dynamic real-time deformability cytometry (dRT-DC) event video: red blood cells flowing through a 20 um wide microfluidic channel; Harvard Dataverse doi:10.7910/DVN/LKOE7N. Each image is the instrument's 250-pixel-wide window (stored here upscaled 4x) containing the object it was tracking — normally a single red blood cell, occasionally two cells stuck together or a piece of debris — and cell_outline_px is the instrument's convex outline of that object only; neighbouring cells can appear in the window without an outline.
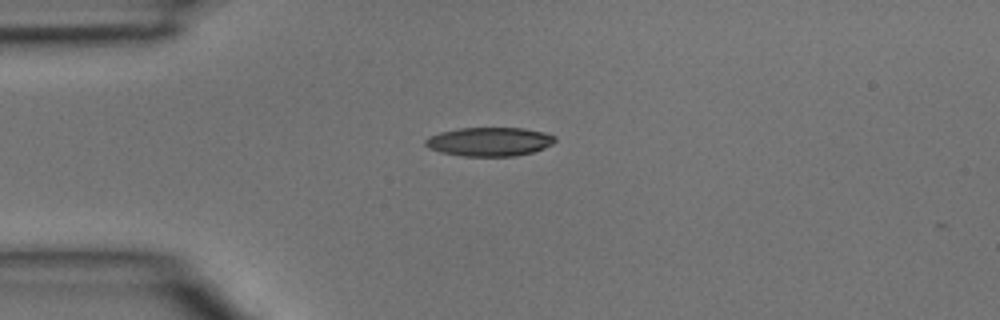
{"species": "common noctule bat (a hibernating species)", "species_latin": "Nyctalus noctula", "temperature_condition": "room temperature", "stored_images_in_passage": 1, "camera_frame_rate_fps": 3000, "um_per_image_px": 0.085, "animal": {"sex": "male", "body_mass_g": 15.6}, "frame": {"image": 1, "passage_image": 1, "time_ms": 0.0, "image_size_px": [1000, 320], "cell_outline_px": [[556, 140], [552, 144], [544, 148], [532, 152], [516, 156], [464, 156], [440, 152], [428, 148], [424, 144], [424, 140], [428, 136], [440, 132], [460, 128], [524, 128], [544, 132], [556, 136]], "centroid_in_image_um": [41.59, 12.04], "position_along_channel_um": 43.4, "area_um2": 21.91}}